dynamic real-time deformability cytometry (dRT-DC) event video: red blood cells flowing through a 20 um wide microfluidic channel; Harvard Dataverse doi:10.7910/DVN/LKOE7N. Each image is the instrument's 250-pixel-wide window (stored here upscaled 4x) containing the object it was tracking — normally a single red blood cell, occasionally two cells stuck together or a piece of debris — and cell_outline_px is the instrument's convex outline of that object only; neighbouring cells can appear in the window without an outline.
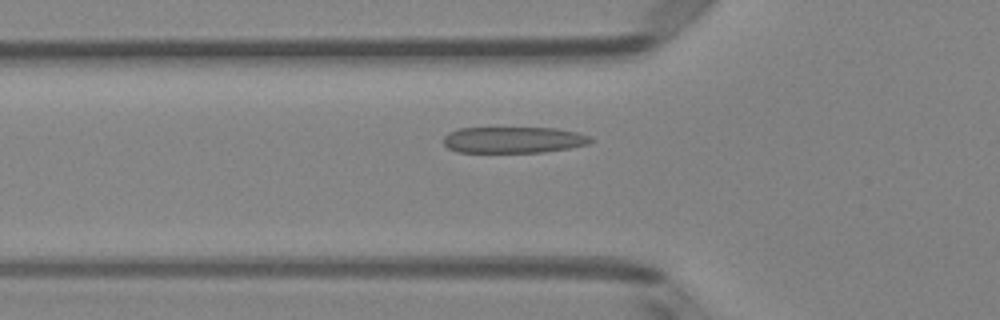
{"species": "Egyptian fruit bat (a non-hibernating species)", "species_latin": "Rousettus aegyptiacus", "temperature_condition": "room temperature", "stored_images_in_passage": 4, "segment_of_instrument_passage": [2, 2], "camera_frame_rate_fps": 3000, "um_per_image_px": 0.085, "animal": {"sex": "female"}, "frame": {"image": 1, "passage_image": 4, "time_ms": 1.0, "image_size_px": [1000, 320], "cell_outline_px": [[596, 140], [588, 144], [568, 148], [544, 152], [456, 152], [448, 148], [444, 144], [444, 136], [448, 132], [460, 128], [556, 128], [576, 132], [588, 136]], "centroid_in_image_um": [43.63, 11.89], "position_along_channel_um": 82.2, "area_um2": 22.54}}